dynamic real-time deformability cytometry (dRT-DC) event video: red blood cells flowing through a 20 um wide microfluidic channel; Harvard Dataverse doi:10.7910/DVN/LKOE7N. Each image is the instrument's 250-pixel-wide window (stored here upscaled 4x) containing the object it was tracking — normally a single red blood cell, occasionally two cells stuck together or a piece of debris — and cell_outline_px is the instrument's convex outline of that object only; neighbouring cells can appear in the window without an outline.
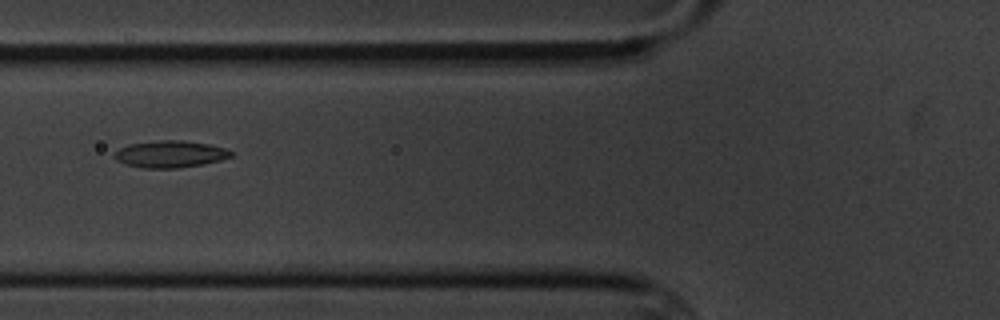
{"species": "common noctule bat (a hibernating species)", "species_latin": "Nyctalus noctula", "temperature_condition": "cold", "stored_images_in_passage": 7, "camera_frame_rate_fps": 3000, "um_per_image_px": 0.085, "animal": {"sex": "male", "body_mass_g": 20.1, "forearm_length_mm": 53.5}, "frame": {"image": 1, "passage_image": 4, "time_ms": 3.667, "image_size_px": [1000, 320], "cell_outline_px": [[232, 156], [220, 160], [200, 164], [176, 168], [140, 168], [124, 164], [116, 160], [116, 152], [120, 148], [128, 144], [160, 140], [184, 140], [208, 144], [224, 148], [232, 152]], "centroid_in_image_um": [14.44, 13.09], "position_along_channel_um": 111.4, "area_um2": 18.09}}
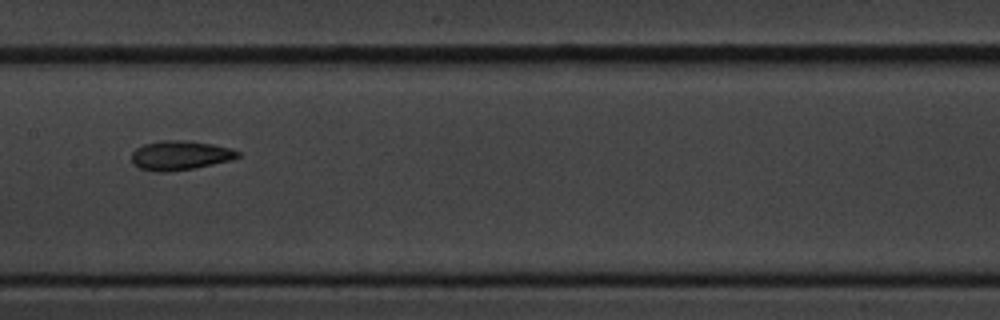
{"frame": {"image": 2, "passage_image": 6, "time_ms": 6.0, "image_size_px": [1000, 320], "cell_outline_px": [[240, 156], [232, 160], [192, 168], [164, 172], [156, 172], [140, 168], [132, 164], [132, 152], [136, 148], [144, 144], [160, 140], [188, 140], [212, 144], [232, 148], [240, 152]], "centroid_in_image_um": [15.31, 13.19], "position_along_channel_um": 192.1, "area_um2": 18.21}}
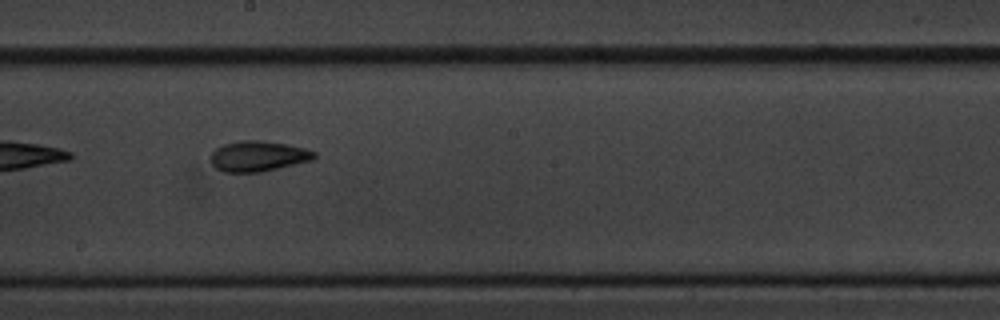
{"frame": {"image": 3, "passage_image": 7, "time_ms": 7.0, "image_size_px": [1000, 320], "cell_outline_px": [[316, 156], [312, 160], [260, 172], [224, 172], [216, 168], [212, 164], [212, 152], [216, 148], [224, 144], [240, 140], [260, 140], [288, 144], [304, 148], [316, 152]], "centroid_in_image_um": [21.94, 13.26], "position_along_channel_um": 226.3, "area_um2": 18.26}}